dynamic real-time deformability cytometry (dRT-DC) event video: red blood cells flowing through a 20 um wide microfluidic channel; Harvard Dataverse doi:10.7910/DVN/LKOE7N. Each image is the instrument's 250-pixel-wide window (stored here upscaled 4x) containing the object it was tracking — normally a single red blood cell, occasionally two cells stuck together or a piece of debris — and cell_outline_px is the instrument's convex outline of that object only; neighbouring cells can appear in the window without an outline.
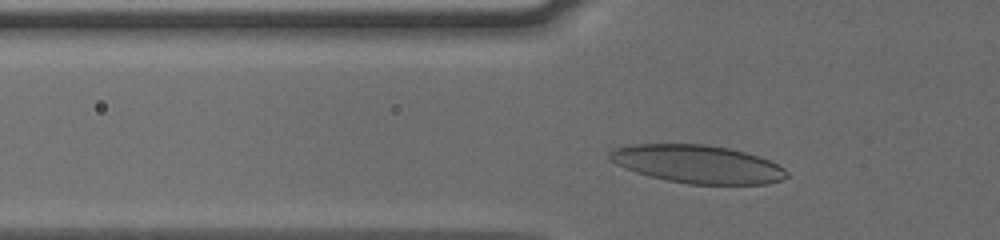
{"species": "human", "species_latin": "Homo sapiens", "temperature_condition": "cold", "stored_images_in_passage": 33, "camera_frame_rate_fps": 3000, "um_per_image_px": 0.085, "donor": {"sex": "male"}, "frame": {"image": 1, "passage_image": 6, "time_ms": 1.667, "image_size_px": [1000, 240], "cell_outline_px": [[788, 176], [780, 180], [768, 184], [688, 184], [668, 180], [636, 172], [624, 168], [616, 164], [608, 156], [608, 152], [612, 148], [628, 144], [704, 144], [728, 148], [760, 156], [784, 168], [788, 172]], "centroid_in_image_um": [59.27, 13.94], "position_along_channel_um": 66.5, "area_um2": 39.25}}
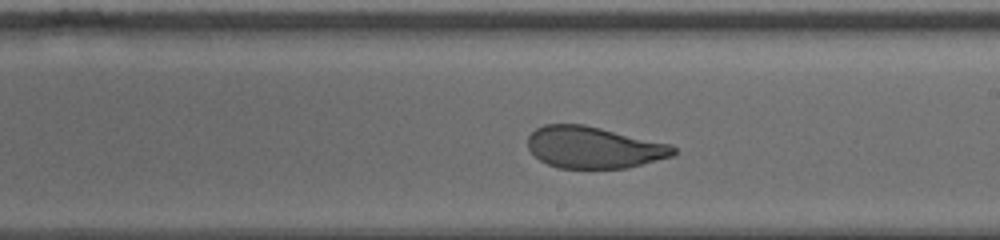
{"frame": {"image": 2, "passage_image": 20, "time_ms": 6.333, "image_size_px": [1000, 240], "cell_outline_px": [[676, 152], [672, 156], [628, 168], [556, 168], [540, 160], [528, 148], [528, 136], [536, 128], [544, 124], [584, 124], [672, 144], [676, 148]], "centroid_in_image_um": [50.48, 12.52], "position_along_channel_um": 238.5, "area_um2": 35.49}}
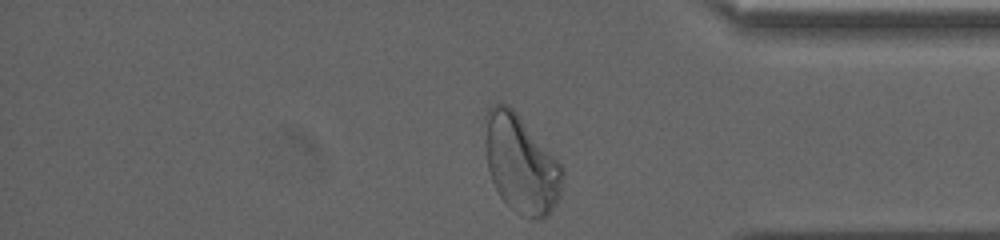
{"frame": {"image": 3, "passage_image": 33, "time_ms": 10.667, "image_size_px": [1000, 240], "cell_outline_px": [[564, 176], [560, 196], [556, 204], [548, 216], [540, 220], [520, 216], [500, 196], [492, 180], [488, 168], [484, 116], [488, 108], [492, 104], [504, 104], [512, 108], [516, 112], [564, 168]], "centroid_in_image_um": [44.3, 13.97], "position_along_channel_um": 390.9, "area_um2": 43.99}, "authors_computed_cell_mechanics": {"area_um2": 37.3388, "velocity_mm_per_s": 3.7773, "shape_relaxation_time_tau1_ms": 4.6096, "shape_relaxation_time_tau2_ms": 0.8864, "deformation_change_tau1": 0.1696, "deformation_change_tau2": 0.0699}}